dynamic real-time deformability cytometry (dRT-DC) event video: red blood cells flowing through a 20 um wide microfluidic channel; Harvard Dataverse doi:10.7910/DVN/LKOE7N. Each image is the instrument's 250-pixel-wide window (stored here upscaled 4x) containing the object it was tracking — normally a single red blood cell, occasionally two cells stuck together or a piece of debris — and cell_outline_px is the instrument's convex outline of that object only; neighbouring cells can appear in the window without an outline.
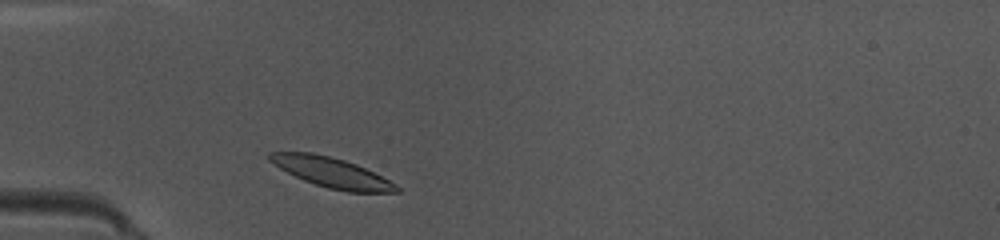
{"species": "common noctule bat (a hibernating species)", "species_latin": "Nyctalus noctula", "temperature_condition": "warm", "stored_images_in_passage": 37, "camera_frame_rate_fps": 3000, "um_per_image_px": 0.085, "animal": {"sex": "female", "body_mass_g": 10.0, "forearm_length_mm": 53.1}, "frame": {"image": 1, "passage_image": 3, "time_ms": 0.667, "image_size_px": [1000, 240], "cell_outline_px": [[400, 192], [348, 192], [328, 188], [304, 180], [280, 168], [268, 160], [268, 152], [312, 152], [344, 160], [356, 164], [396, 184], [400, 188]], "centroid_in_image_um": [28.18, 14.66], "position_along_channel_um": 56.8, "area_um2": 21.79}}
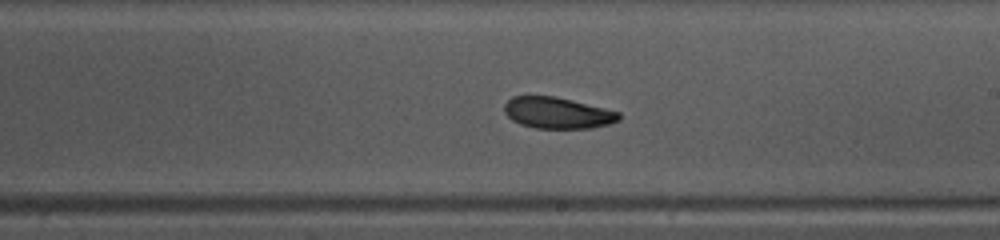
{"frame": {"image": 2, "passage_image": 17, "time_ms": 5.333, "image_size_px": [1000, 240], "cell_outline_px": [[620, 120], [608, 124], [592, 128], [536, 128], [520, 124], [512, 120], [504, 112], [504, 104], [512, 96], [556, 96], [620, 112]], "centroid_in_image_um": [47.37, 9.59], "position_along_channel_um": 241.6, "area_um2": 20.87}}
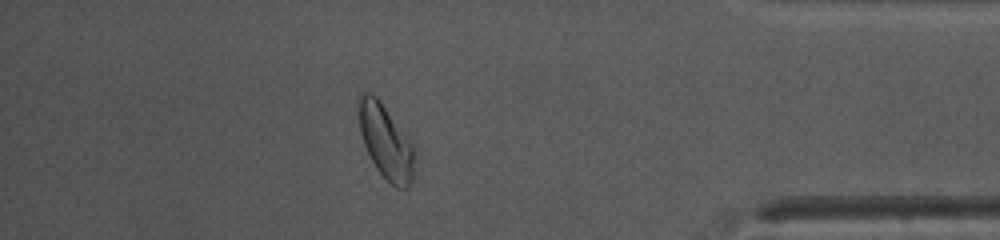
{"frame": {"image": 3, "passage_image": 31, "time_ms": 10.0, "image_size_px": [1000, 240], "cell_outline_px": [[416, 176], [412, 184], [408, 188], [396, 188], [376, 168], [364, 144], [360, 132], [356, 108], [356, 100], [360, 92], [368, 92], [376, 96], [380, 100], [412, 144]], "centroid_in_image_um": [32.77, 12.02], "position_along_channel_um": 402.4, "area_um2": 24.39}, "authors_computed_cell_mechanics": {"area_um2": 21.964, "velocity_mm_per_s": 4.1112, "shape_relaxation_time_tau1_ms": 3.9286, "shape_relaxation_time_tau2_ms": null, "deformation_change_tau1": 0.128, "deformation_change_tau2": null}}